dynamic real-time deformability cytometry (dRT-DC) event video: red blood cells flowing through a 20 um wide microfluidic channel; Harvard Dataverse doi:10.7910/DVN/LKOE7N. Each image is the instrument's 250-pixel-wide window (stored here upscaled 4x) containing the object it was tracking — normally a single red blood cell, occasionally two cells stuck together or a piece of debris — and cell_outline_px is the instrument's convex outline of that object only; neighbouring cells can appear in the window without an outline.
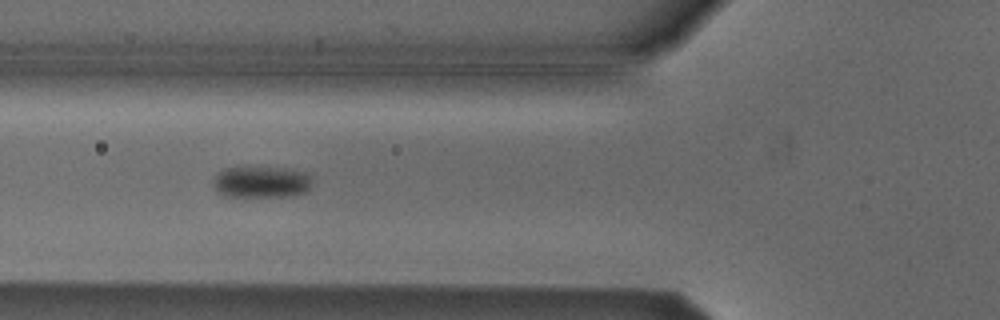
{"species": "Egyptian fruit bat (a non-hibernating species)", "species_latin": "Rousettus aegyptiacus", "temperature_condition": "cold", "stored_images_in_passage": 48, "camera_frame_rate_fps": 3000, "um_per_image_px": 0.085, "animal": {"sex": "male"}, "frame": {"image": 1, "passage_image": 14, "time_ms": 4.333, "image_size_px": [1000, 320], "cell_outline_px": [[312, 184], [304, 192], [292, 196], [224, 196], [212, 184], [216, 176], [224, 168], [280, 168], [308, 172], [312, 180]], "centroid_in_image_um": [22.25, 15.47], "position_along_channel_um": 103.5, "area_um2": 17.86}}
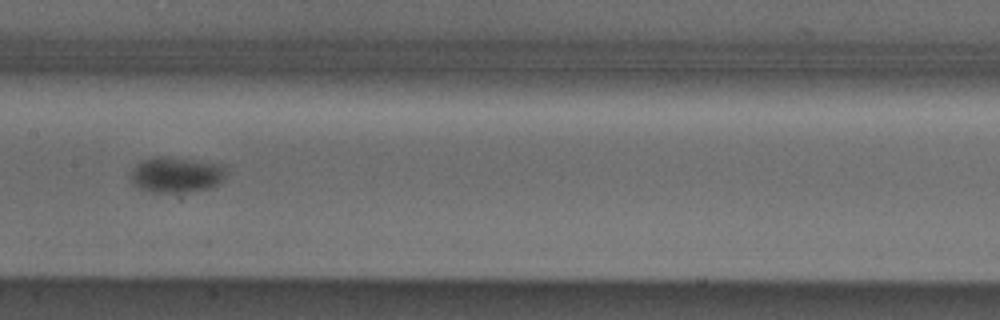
{"frame": {"image": 2, "passage_image": 21, "time_ms": 6.667, "image_size_px": [1000, 320], "cell_outline_px": [[228, 164], [224, 176], [220, 184], [212, 188], [176, 192], [152, 192], [136, 188], [132, 184], [132, 168], [140, 160], [152, 156], [160, 156]], "centroid_in_image_um": [14.99, 14.84], "position_along_channel_um": 192.4, "area_um2": 20.11}}
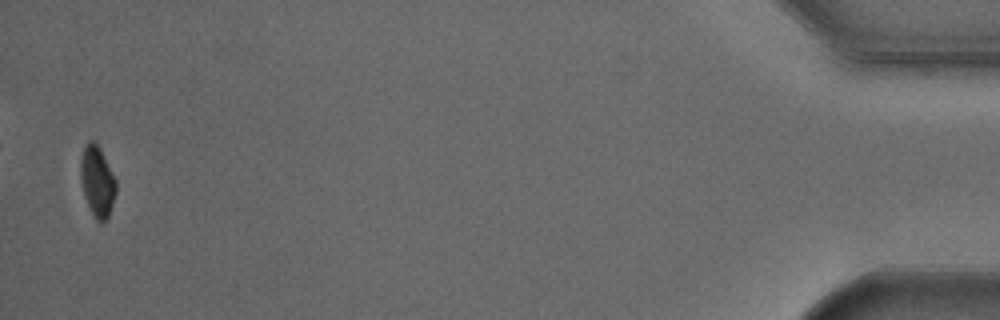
{"frame": {"image": 3, "passage_image": 47, "time_ms": 15.333, "image_size_px": [1000, 320], "cell_outline_px": [[116, 192], [108, 216], [100, 224], [92, 216], [84, 192], [80, 176], [80, 160], [84, 144], [88, 140], [96, 140], [116, 180]], "centroid_in_image_um": [8.25, 15.37], "position_along_channel_um": 426.9, "area_um2": 14.62}, "authors_computed_cell_mechanics": {"area_um2": 17.4845, "velocity_mm_per_s": 3.8113, "shape_relaxation_time_tau1_ms": 2.2468, "shape_relaxation_time_tau2_ms": null, "deformation_change_tau1": 0.0653, "deformation_change_tau2": null}}